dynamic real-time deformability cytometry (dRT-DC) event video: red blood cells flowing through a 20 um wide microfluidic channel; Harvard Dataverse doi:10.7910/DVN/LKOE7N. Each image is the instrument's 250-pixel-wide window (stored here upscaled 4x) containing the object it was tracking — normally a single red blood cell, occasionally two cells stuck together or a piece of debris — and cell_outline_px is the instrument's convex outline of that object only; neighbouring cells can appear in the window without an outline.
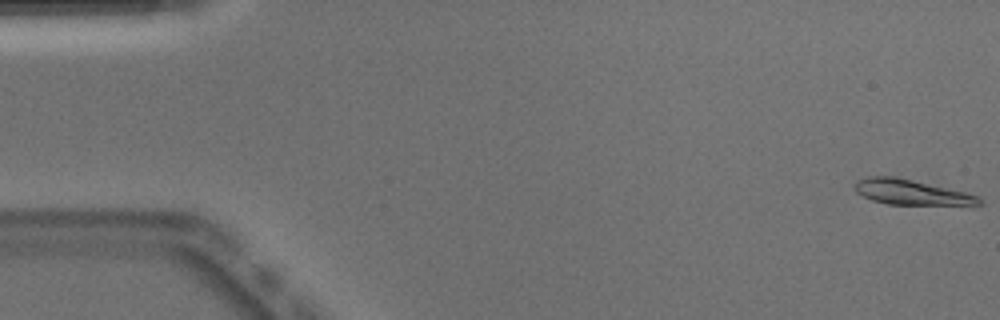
{"species": "Egyptian fruit bat (a non-hibernating species)", "species_latin": "Rousettus aegyptiacus", "temperature_condition": "warm", "stored_images_in_passage": 51, "camera_frame_rate_fps": 3000, "um_per_image_px": 0.085, "animal": {"sex": "male"}, "frame": {"image": 1, "passage_image": 1, "time_ms": 0.0, "image_size_px": [1000, 320], "cell_outline_px": [[984, 204], [888, 204], [872, 200], [856, 192], [856, 184], [860, 180], [868, 176], [892, 176], [912, 180], [968, 192], [984, 200]], "centroid_in_image_um": [77.49, 16.33], "position_along_channel_um": 7.5, "area_um2": 17.8}}
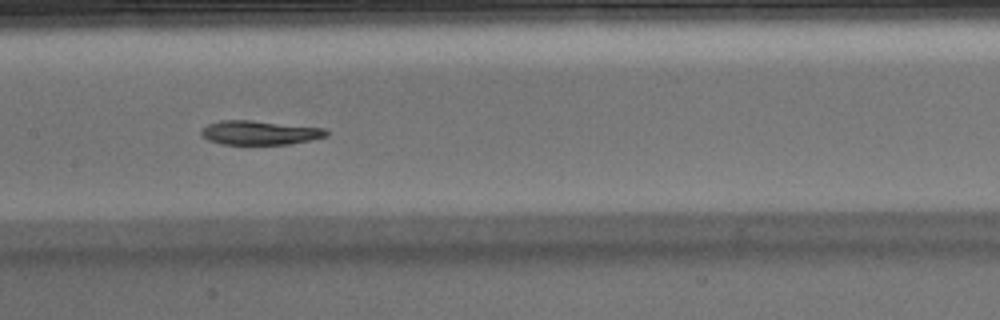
{"frame": {"image": 2, "passage_image": 25, "time_ms": 8.0, "image_size_px": [1000, 320], "cell_outline_px": [[328, 136], [288, 144], [224, 144], [208, 140], [200, 132], [208, 124], [220, 120], [252, 120], [324, 128], [328, 132]], "centroid_in_image_um": [22.07, 11.27], "position_along_channel_um": 185.3, "area_um2": 17.34}}
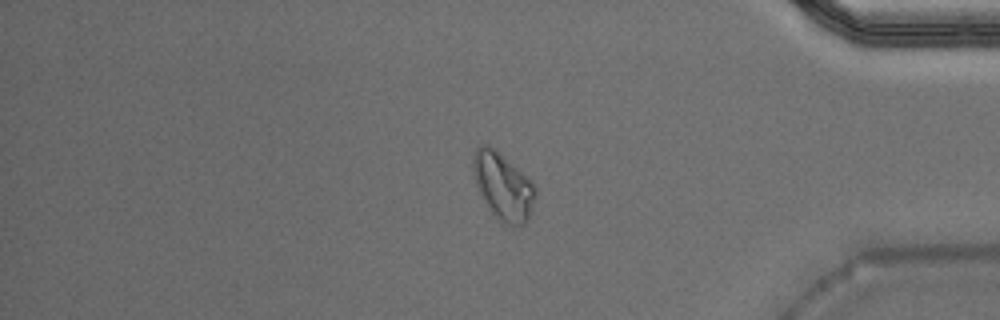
{"frame": {"image": 3, "passage_image": 43, "time_ms": 14.0, "image_size_px": [1000, 320], "cell_outline_px": [[536, 196], [528, 220], [524, 224], [508, 224], [496, 216], [488, 208], [476, 184], [472, 168], [472, 160], [476, 148], [480, 144], [488, 144], [496, 148], [536, 188]], "centroid_in_image_um": [42.73, 15.79], "position_along_channel_um": 392.5, "area_um2": 23.76}}